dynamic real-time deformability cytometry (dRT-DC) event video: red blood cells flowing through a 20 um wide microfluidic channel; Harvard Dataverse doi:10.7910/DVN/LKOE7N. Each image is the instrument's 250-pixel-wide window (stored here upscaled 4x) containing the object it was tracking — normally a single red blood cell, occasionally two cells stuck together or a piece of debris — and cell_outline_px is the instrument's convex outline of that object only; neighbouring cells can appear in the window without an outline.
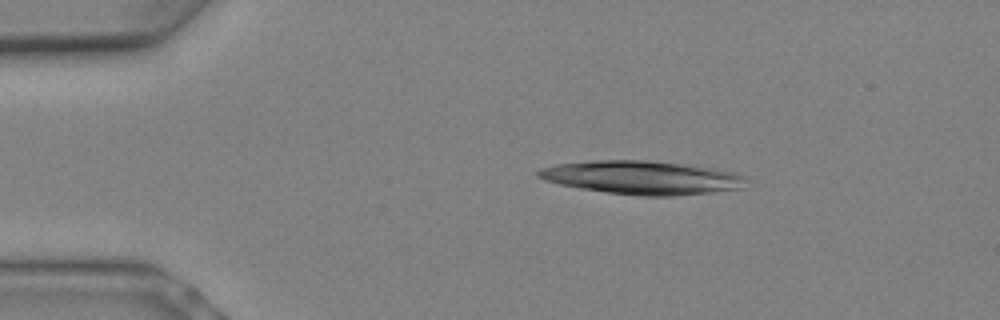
{"species": "Egyptian fruit bat (a non-hibernating species)", "species_latin": "Rousettus aegyptiacus", "temperature_condition": "warm", "stored_images_in_passage": 4, "camera_frame_rate_fps": 3000, "um_per_image_px": 0.085, "animal": {"sex": "female"}, "frame": {"image": 1, "passage_image": 1, "time_ms": 0.0, "image_size_px": [1000, 320], "cell_outline_px": [[744, 176], [740, 188], [712, 192], [672, 196], [640, 196], [608, 192], [580, 188], [560, 184], [544, 180], [536, 176], [536, 172], [540, 168], [556, 164], [592, 160], [644, 160], [680, 164], [712, 168], [736, 172]], "centroid_in_image_um": [54.49, 15.09], "position_along_channel_um": 30.5, "area_um2": 40.17}}